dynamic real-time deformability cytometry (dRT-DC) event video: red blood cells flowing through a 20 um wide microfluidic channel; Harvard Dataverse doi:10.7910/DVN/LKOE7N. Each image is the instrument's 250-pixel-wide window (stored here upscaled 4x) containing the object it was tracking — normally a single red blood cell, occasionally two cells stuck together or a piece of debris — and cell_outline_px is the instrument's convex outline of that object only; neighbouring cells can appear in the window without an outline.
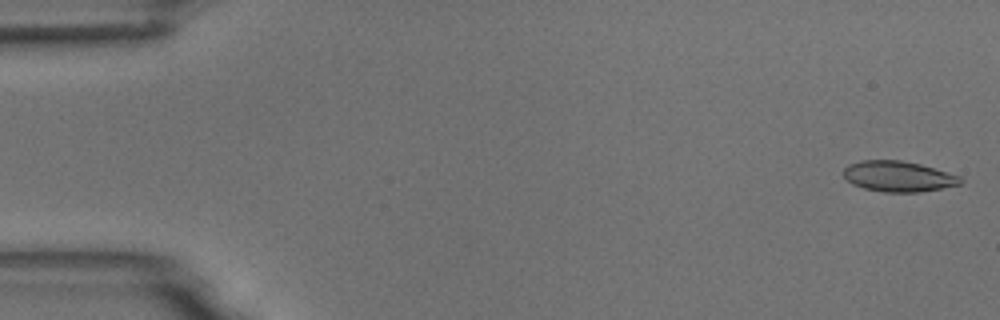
{"species": "common noctule bat (a hibernating species)", "species_latin": "Nyctalus noctula", "temperature_condition": "room temperature", "stored_images_in_passage": 55, "camera_frame_rate_fps": 3000, "um_per_image_px": 0.085, "animal": {"sex": "male", "body_mass_g": 18.8}, "frame": {"image": 1, "passage_image": 2, "time_ms": 0.333, "image_size_px": [1000, 320], "cell_outline_px": [[964, 180], [960, 184], [944, 188], [920, 192], [884, 192], [864, 188], [852, 184], [840, 172], [848, 164], [860, 160], [900, 160], [920, 164], [960, 176]], "centroid_in_image_um": [76.33, 14.99], "position_along_channel_um": 8.7, "area_um2": 20.98}}
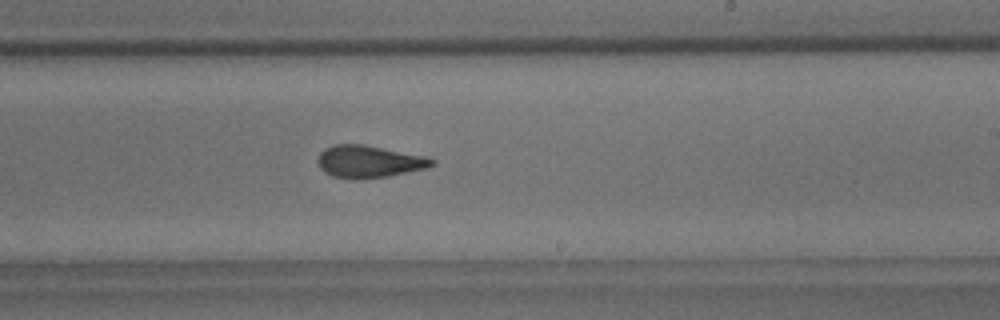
{"frame": {"image": 2, "passage_image": 33, "time_ms": 10.667, "image_size_px": [1000, 320], "cell_outline_px": [[436, 164], [428, 168], [388, 176], [332, 176], [324, 172], [320, 168], [320, 152], [324, 148], [332, 144], [364, 144], [424, 156], [436, 160]], "centroid_in_image_um": [31.42, 13.68], "position_along_channel_um": 257.6, "area_um2": 20.69}}
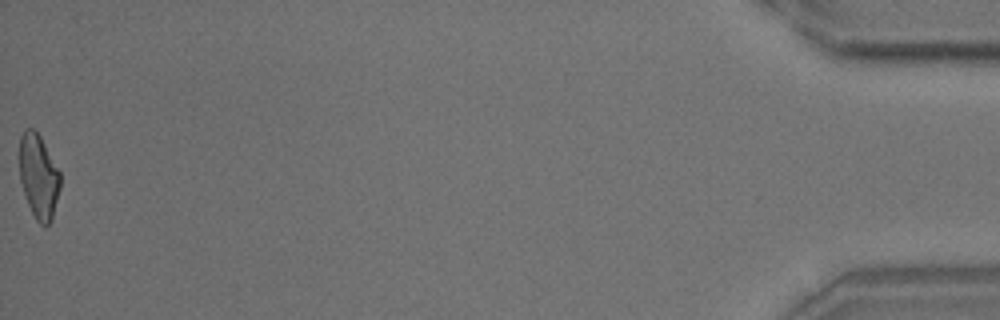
{"frame": {"image": 3, "passage_image": 55, "time_ms": 18.0, "image_size_px": [1000, 320], "cell_outline_px": [[60, 188], [52, 220], [44, 228], [36, 220], [28, 204], [20, 180], [20, 136], [24, 128], [32, 128], [40, 136], [60, 172]], "centroid_in_image_um": [3.29, 15.01], "position_along_channel_um": 431.9, "area_um2": 19.94}, "authors_computed_cell_mechanics": {"area_um2": 21.097, "velocity_mm_per_s": 3.7302, "shape_relaxation_time_tau1_ms": 5.6373, "shape_relaxation_time_tau2_ms": 1.6631, "deformation_change_tau1": 0.1584, "deformation_change_tau2": 0.0909}}